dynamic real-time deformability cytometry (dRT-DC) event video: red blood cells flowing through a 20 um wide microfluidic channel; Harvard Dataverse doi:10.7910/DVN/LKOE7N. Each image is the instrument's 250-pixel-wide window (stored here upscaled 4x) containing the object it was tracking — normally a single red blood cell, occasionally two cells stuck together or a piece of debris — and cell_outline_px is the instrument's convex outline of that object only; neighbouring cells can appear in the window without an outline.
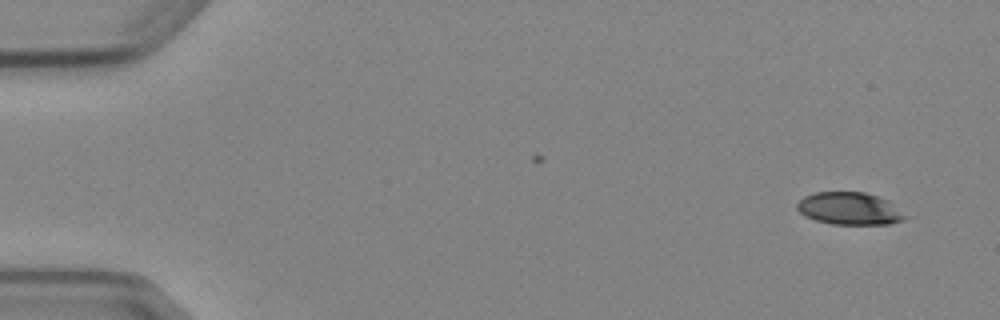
{"species": "Egyptian fruit bat (a non-hibernating species)", "species_latin": "Rousettus aegyptiacus", "temperature_condition": "cold", "stored_images_in_passage": 4, "camera_frame_rate_fps": 3000, "um_per_image_px": 0.085, "animal": {"sex": "female"}, "frame": {"image": 1, "passage_image": 1, "time_ms": 0.0, "image_size_px": [1000, 320], "cell_outline_px": [[912, 216], [904, 220], [888, 224], [832, 224], [816, 220], [804, 216], [796, 208], [796, 204], [804, 196], [816, 192], [864, 192], [888, 200]], "centroid_in_image_um": [72.27, 17.73], "position_along_channel_um": 12.7, "area_um2": 20.69}}